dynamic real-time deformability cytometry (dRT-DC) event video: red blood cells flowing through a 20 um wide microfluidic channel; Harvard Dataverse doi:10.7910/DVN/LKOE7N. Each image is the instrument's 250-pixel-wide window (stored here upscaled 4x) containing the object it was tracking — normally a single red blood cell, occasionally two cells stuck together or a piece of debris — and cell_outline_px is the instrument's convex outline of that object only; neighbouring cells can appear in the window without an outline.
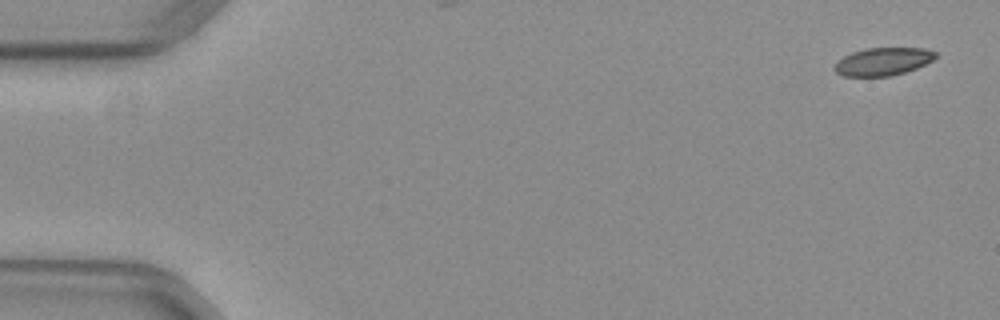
{"species": "common noctule bat (a hibernating species)", "species_latin": "Nyctalus noctula", "temperature_condition": "warm", "stored_images_in_passage": 4, "camera_frame_rate_fps": 3000, "um_per_image_px": 0.085, "animal": {"sex": "female", "body_mass_g": 29.2, "forearm_length_mm": 56.3}, "frame": {"image": 1, "passage_image": 1, "time_ms": 0.0, "image_size_px": [1000, 320], "cell_outline_px": [[936, 56], [932, 60], [916, 68], [892, 76], [844, 76], [836, 72], [832, 68], [844, 56], [852, 52], [868, 48], [924, 48], [936, 52]], "centroid_in_image_um": [75.04, 5.23], "position_along_channel_um": 10.0, "area_um2": 16.18}}